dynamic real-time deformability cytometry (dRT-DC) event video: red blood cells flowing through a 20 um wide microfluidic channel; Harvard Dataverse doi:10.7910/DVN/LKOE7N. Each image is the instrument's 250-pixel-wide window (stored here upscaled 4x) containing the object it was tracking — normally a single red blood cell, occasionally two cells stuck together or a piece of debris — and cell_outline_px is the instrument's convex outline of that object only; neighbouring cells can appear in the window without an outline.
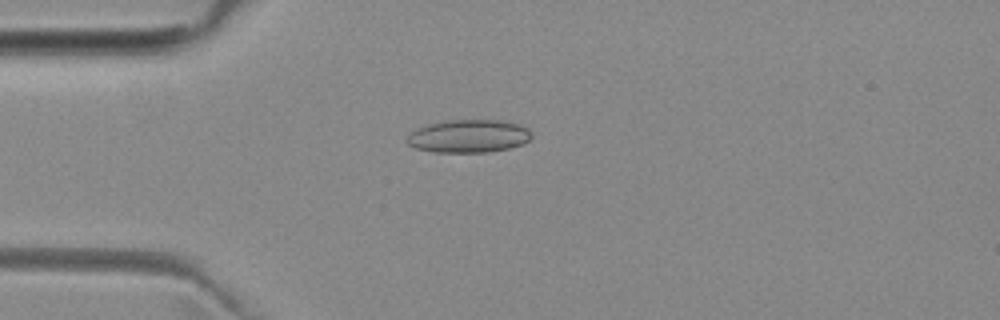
{"species": "common noctule bat (a hibernating species)", "species_latin": "Nyctalus noctula", "temperature_condition": "room temperature", "stored_images_in_passage": 1, "camera_frame_rate_fps": 3000, "um_per_image_px": 0.085, "animal": {"sex": "female", "body_mass_g": 29.2, "forearm_length_mm": 56.3}, "frame": {"image": 1, "passage_image": 1, "time_ms": 0.0, "image_size_px": [1000, 320], "cell_outline_px": [[532, 136], [524, 144], [508, 148], [488, 152], [432, 152], [416, 148], [408, 144], [404, 140], [416, 128], [428, 124], [448, 120], [500, 120], [516, 124], [528, 128]], "centroid_in_image_um": [39.81, 11.57], "position_along_channel_um": 45.2, "area_um2": 23.93}}